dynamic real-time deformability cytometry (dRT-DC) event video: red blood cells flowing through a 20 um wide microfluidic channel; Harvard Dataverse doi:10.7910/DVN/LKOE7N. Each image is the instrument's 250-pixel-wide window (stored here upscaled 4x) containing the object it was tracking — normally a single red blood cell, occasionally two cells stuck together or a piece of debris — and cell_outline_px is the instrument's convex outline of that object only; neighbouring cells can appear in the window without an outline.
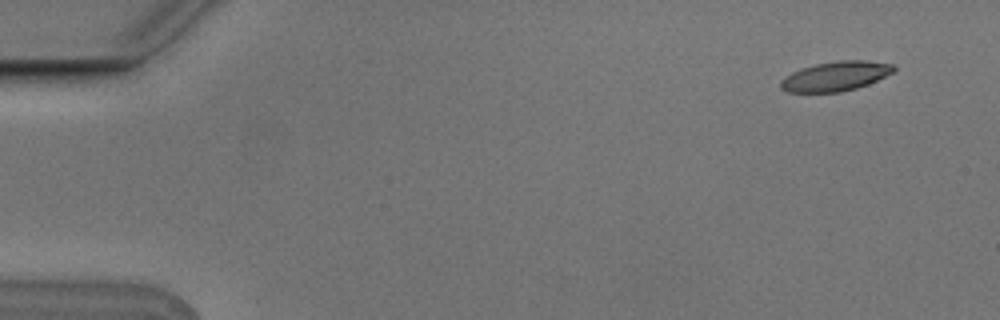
{"species": "Egyptian fruit bat (a non-hibernating species)", "species_latin": "Rousettus aegyptiacus", "temperature_condition": "cold", "stored_images_in_passage": 9, "camera_frame_rate_fps": 3000, "um_per_image_px": 0.085, "animal": {"sex": "male"}, "frame": {"image": 1, "passage_image": 1, "time_ms": 0.0, "image_size_px": [1000, 320], "cell_outline_px": [[896, 72], [868, 84], [856, 88], [840, 92], [788, 92], [780, 88], [780, 80], [784, 76], [800, 68], [816, 64], [836, 60], [868, 60], [892, 64], [896, 68]], "centroid_in_image_um": [71.03, 6.47], "position_along_channel_um": 14.0, "area_um2": 19.71}}
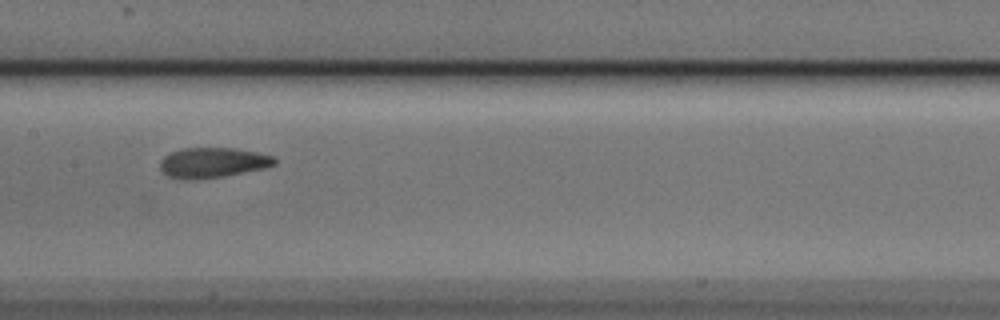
{"frame": {"image": 2, "passage_image": 8, "time_ms": 2.333, "image_size_px": [1000, 320], "cell_outline_px": [[276, 164], [264, 168], [224, 176], [200, 180], [180, 180], [168, 176], [160, 168], [160, 160], [164, 156], [172, 152], [184, 148], [236, 148], [276, 156]], "centroid_in_image_um": [18.08, 13.83], "position_along_channel_um": 189.3, "area_um2": 20.35}}
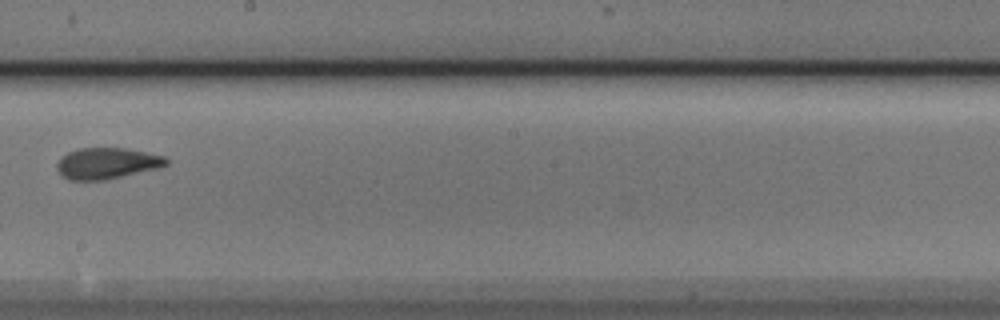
{"frame": {"image": 3, "passage_image": 9, "time_ms": 2.667, "image_size_px": [1000, 320], "cell_outline_px": [[168, 164], [160, 168], [104, 180], [68, 180], [56, 168], [56, 164], [60, 156], [68, 152], [80, 148], [128, 148], [164, 156], [168, 160]], "centroid_in_image_um": [9.09, 13.88], "position_along_channel_um": 239.1, "area_um2": 19.94}}